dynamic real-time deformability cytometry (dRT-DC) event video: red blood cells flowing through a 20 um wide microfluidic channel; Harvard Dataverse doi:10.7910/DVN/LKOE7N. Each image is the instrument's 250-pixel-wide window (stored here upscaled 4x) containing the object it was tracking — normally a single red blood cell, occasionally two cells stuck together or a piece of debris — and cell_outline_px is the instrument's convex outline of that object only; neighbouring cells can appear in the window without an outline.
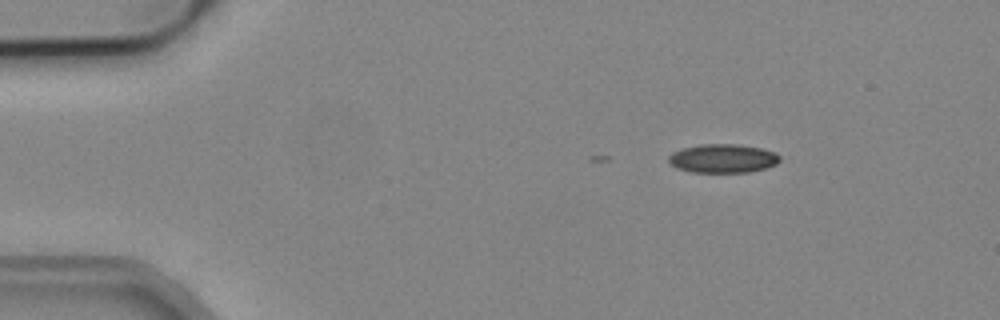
{"species": "common noctule bat (a hibernating species)", "species_latin": "Nyctalus noctula", "temperature_condition": "cold", "stored_images_in_passage": 5, "camera_frame_rate_fps": 3000, "um_per_image_px": 0.085, "animal": {"sex": "male", "body_mass_g": 19.2, "forearm_length_mm": 51.8}, "frame": {"image": 1, "passage_image": 1, "time_ms": 0.0, "image_size_px": [1000, 320], "cell_outline_px": [[780, 160], [776, 164], [764, 168], [748, 172], [692, 172], [676, 168], [668, 160], [668, 156], [672, 152], [684, 148], [700, 144], [736, 144], [760, 148], [776, 152], [780, 156]], "centroid_in_image_um": [61.44, 13.46], "position_along_channel_um": 23.6, "area_um2": 18.55}}
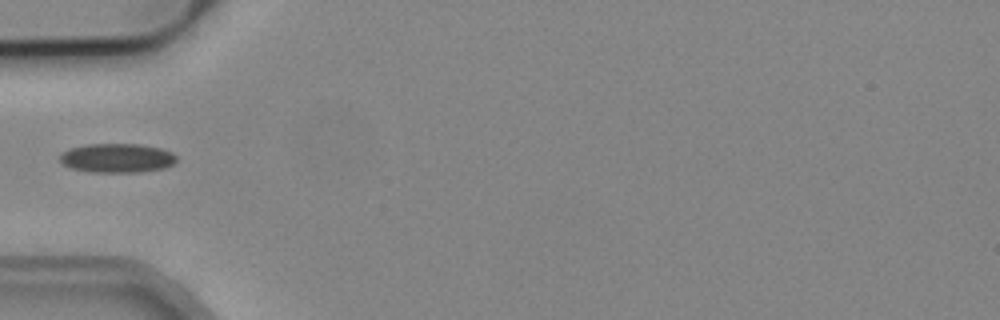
{"frame": {"image": 2, "passage_image": 4, "time_ms": 1.0, "image_size_px": [1000, 320], "cell_outline_px": [[176, 160], [172, 164], [164, 168], [140, 172], [88, 172], [68, 168], [60, 160], [60, 152], [68, 148], [88, 144], [140, 144], [160, 148], [172, 152], [176, 156]], "centroid_in_image_um": [9.9, 13.43], "position_along_channel_um": 75.1, "area_um2": 20.0}}